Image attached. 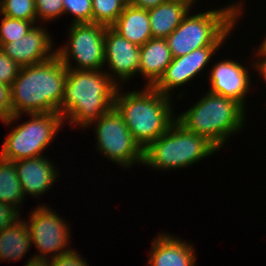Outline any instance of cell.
Wrapping results in <instances>:
<instances>
[{
    "label": "cell",
    "mask_w": 266,
    "mask_h": 266,
    "mask_svg": "<svg viewBox=\"0 0 266 266\" xmlns=\"http://www.w3.org/2000/svg\"><path fill=\"white\" fill-rule=\"evenodd\" d=\"M66 78L67 68L56 55L45 62L20 67L11 85L12 117L2 123L7 127L24 113H59Z\"/></svg>",
    "instance_id": "6da1fadb"
},
{
    "label": "cell",
    "mask_w": 266,
    "mask_h": 266,
    "mask_svg": "<svg viewBox=\"0 0 266 266\" xmlns=\"http://www.w3.org/2000/svg\"><path fill=\"white\" fill-rule=\"evenodd\" d=\"M118 86L103 70L67 69V78L59 113L79 128L93 126L114 106Z\"/></svg>",
    "instance_id": "7a4b0ae2"
},
{
    "label": "cell",
    "mask_w": 266,
    "mask_h": 266,
    "mask_svg": "<svg viewBox=\"0 0 266 266\" xmlns=\"http://www.w3.org/2000/svg\"><path fill=\"white\" fill-rule=\"evenodd\" d=\"M120 89L116 90L114 107L122 115L130 134L145 150L176 121L172 98L159 93L154 87L144 86L139 92L126 93Z\"/></svg>",
    "instance_id": "3957f363"
},
{
    "label": "cell",
    "mask_w": 266,
    "mask_h": 266,
    "mask_svg": "<svg viewBox=\"0 0 266 266\" xmlns=\"http://www.w3.org/2000/svg\"><path fill=\"white\" fill-rule=\"evenodd\" d=\"M243 3L240 1L204 13L188 12L181 24L166 38L172 57L183 56L205 46L223 45L243 14Z\"/></svg>",
    "instance_id": "277c9868"
},
{
    "label": "cell",
    "mask_w": 266,
    "mask_h": 266,
    "mask_svg": "<svg viewBox=\"0 0 266 266\" xmlns=\"http://www.w3.org/2000/svg\"><path fill=\"white\" fill-rule=\"evenodd\" d=\"M205 94L191 108L176 116V121L188 131L205 136L220 150L228 137L243 129L246 107L235 99L209 91Z\"/></svg>",
    "instance_id": "5b68a950"
},
{
    "label": "cell",
    "mask_w": 266,
    "mask_h": 266,
    "mask_svg": "<svg viewBox=\"0 0 266 266\" xmlns=\"http://www.w3.org/2000/svg\"><path fill=\"white\" fill-rule=\"evenodd\" d=\"M216 151L220 150L205 136L190 132L175 121L144 150L143 164L157 170H177L190 167Z\"/></svg>",
    "instance_id": "8992f818"
},
{
    "label": "cell",
    "mask_w": 266,
    "mask_h": 266,
    "mask_svg": "<svg viewBox=\"0 0 266 266\" xmlns=\"http://www.w3.org/2000/svg\"><path fill=\"white\" fill-rule=\"evenodd\" d=\"M31 117L27 122L17 126L7 134L0 157L9 161H20L37 156L43 152L63 127L60 113H26Z\"/></svg>",
    "instance_id": "52a82bcc"
},
{
    "label": "cell",
    "mask_w": 266,
    "mask_h": 266,
    "mask_svg": "<svg viewBox=\"0 0 266 266\" xmlns=\"http://www.w3.org/2000/svg\"><path fill=\"white\" fill-rule=\"evenodd\" d=\"M93 124L96 149L100 155L126 169L137 163L143 165L144 150L130 134L122 115L114 106Z\"/></svg>",
    "instance_id": "ba28073f"
},
{
    "label": "cell",
    "mask_w": 266,
    "mask_h": 266,
    "mask_svg": "<svg viewBox=\"0 0 266 266\" xmlns=\"http://www.w3.org/2000/svg\"><path fill=\"white\" fill-rule=\"evenodd\" d=\"M106 26L96 23H72L69 44L56 49V56L73 70H100L105 68L104 38ZM76 65L71 66V60ZM104 66V67H103Z\"/></svg>",
    "instance_id": "9c48e42d"
},
{
    "label": "cell",
    "mask_w": 266,
    "mask_h": 266,
    "mask_svg": "<svg viewBox=\"0 0 266 266\" xmlns=\"http://www.w3.org/2000/svg\"><path fill=\"white\" fill-rule=\"evenodd\" d=\"M28 221L26 225L32 244L42 254L36 253L32 257L48 259L47 254H52L50 258H54L72 250L69 248L71 232L69 224L66 225L68 222L64 221L63 217L60 218L56 211L48 208L47 204L33 208Z\"/></svg>",
    "instance_id": "30bf717a"
},
{
    "label": "cell",
    "mask_w": 266,
    "mask_h": 266,
    "mask_svg": "<svg viewBox=\"0 0 266 266\" xmlns=\"http://www.w3.org/2000/svg\"><path fill=\"white\" fill-rule=\"evenodd\" d=\"M139 57V46L122 37L112 27H106L104 65H108L109 70L112 71H107L106 73L118 87L121 86V82L125 84L126 81L129 82L130 79L132 80V77L134 78L138 74Z\"/></svg>",
    "instance_id": "8fae6325"
},
{
    "label": "cell",
    "mask_w": 266,
    "mask_h": 266,
    "mask_svg": "<svg viewBox=\"0 0 266 266\" xmlns=\"http://www.w3.org/2000/svg\"><path fill=\"white\" fill-rule=\"evenodd\" d=\"M221 46H205L198 48L186 55L172 59L164 75L153 86L159 93L171 98V93L176 87L188 84L198 73L209 65V60ZM205 67V68H204Z\"/></svg>",
    "instance_id": "7c38bea8"
},
{
    "label": "cell",
    "mask_w": 266,
    "mask_h": 266,
    "mask_svg": "<svg viewBox=\"0 0 266 266\" xmlns=\"http://www.w3.org/2000/svg\"><path fill=\"white\" fill-rule=\"evenodd\" d=\"M52 41L45 27L37 25L16 41L0 43V49L19 67H24L54 57L56 50L53 49Z\"/></svg>",
    "instance_id": "4fadbf2b"
},
{
    "label": "cell",
    "mask_w": 266,
    "mask_h": 266,
    "mask_svg": "<svg viewBox=\"0 0 266 266\" xmlns=\"http://www.w3.org/2000/svg\"><path fill=\"white\" fill-rule=\"evenodd\" d=\"M209 79V92L235 99L245 107V98L251 88L248 67L232 59L221 60L214 63Z\"/></svg>",
    "instance_id": "5bb4252c"
},
{
    "label": "cell",
    "mask_w": 266,
    "mask_h": 266,
    "mask_svg": "<svg viewBox=\"0 0 266 266\" xmlns=\"http://www.w3.org/2000/svg\"><path fill=\"white\" fill-rule=\"evenodd\" d=\"M15 169L24 196L27 194L34 198L52 189L59 177V170L44 155L15 161Z\"/></svg>",
    "instance_id": "9a60e30c"
},
{
    "label": "cell",
    "mask_w": 266,
    "mask_h": 266,
    "mask_svg": "<svg viewBox=\"0 0 266 266\" xmlns=\"http://www.w3.org/2000/svg\"><path fill=\"white\" fill-rule=\"evenodd\" d=\"M157 236L152 241L149 266H196L198 255L194 254L196 250L189 241H182L166 232Z\"/></svg>",
    "instance_id": "2e32d148"
},
{
    "label": "cell",
    "mask_w": 266,
    "mask_h": 266,
    "mask_svg": "<svg viewBox=\"0 0 266 266\" xmlns=\"http://www.w3.org/2000/svg\"><path fill=\"white\" fill-rule=\"evenodd\" d=\"M172 54L165 38H152L140 46L138 73L148 81L145 84L153 87L164 75L166 68L172 62Z\"/></svg>",
    "instance_id": "e0dca14e"
},
{
    "label": "cell",
    "mask_w": 266,
    "mask_h": 266,
    "mask_svg": "<svg viewBox=\"0 0 266 266\" xmlns=\"http://www.w3.org/2000/svg\"><path fill=\"white\" fill-rule=\"evenodd\" d=\"M191 0H168L148 10L153 38H167L191 11Z\"/></svg>",
    "instance_id": "ac0fdd59"
},
{
    "label": "cell",
    "mask_w": 266,
    "mask_h": 266,
    "mask_svg": "<svg viewBox=\"0 0 266 266\" xmlns=\"http://www.w3.org/2000/svg\"><path fill=\"white\" fill-rule=\"evenodd\" d=\"M111 27L139 47L153 38L148 10L135 7L129 2Z\"/></svg>",
    "instance_id": "d6986e66"
},
{
    "label": "cell",
    "mask_w": 266,
    "mask_h": 266,
    "mask_svg": "<svg viewBox=\"0 0 266 266\" xmlns=\"http://www.w3.org/2000/svg\"><path fill=\"white\" fill-rule=\"evenodd\" d=\"M25 219H19L16 223L0 232V259L20 260L30 252L32 241L29 235Z\"/></svg>",
    "instance_id": "ffe728a7"
},
{
    "label": "cell",
    "mask_w": 266,
    "mask_h": 266,
    "mask_svg": "<svg viewBox=\"0 0 266 266\" xmlns=\"http://www.w3.org/2000/svg\"><path fill=\"white\" fill-rule=\"evenodd\" d=\"M24 200L15 162L0 157V203L14 206L19 210Z\"/></svg>",
    "instance_id": "44dd1931"
},
{
    "label": "cell",
    "mask_w": 266,
    "mask_h": 266,
    "mask_svg": "<svg viewBox=\"0 0 266 266\" xmlns=\"http://www.w3.org/2000/svg\"><path fill=\"white\" fill-rule=\"evenodd\" d=\"M127 3L128 0H92V22L111 27Z\"/></svg>",
    "instance_id": "7402d4cb"
},
{
    "label": "cell",
    "mask_w": 266,
    "mask_h": 266,
    "mask_svg": "<svg viewBox=\"0 0 266 266\" xmlns=\"http://www.w3.org/2000/svg\"><path fill=\"white\" fill-rule=\"evenodd\" d=\"M8 16L15 19L37 21L35 0H0V16Z\"/></svg>",
    "instance_id": "603a6c76"
},
{
    "label": "cell",
    "mask_w": 266,
    "mask_h": 266,
    "mask_svg": "<svg viewBox=\"0 0 266 266\" xmlns=\"http://www.w3.org/2000/svg\"><path fill=\"white\" fill-rule=\"evenodd\" d=\"M0 25V43H10L25 36L35 24L32 21L15 19L2 15Z\"/></svg>",
    "instance_id": "cb8c5ba5"
},
{
    "label": "cell",
    "mask_w": 266,
    "mask_h": 266,
    "mask_svg": "<svg viewBox=\"0 0 266 266\" xmlns=\"http://www.w3.org/2000/svg\"><path fill=\"white\" fill-rule=\"evenodd\" d=\"M64 14L74 16L73 23H92V0H63Z\"/></svg>",
    "instance_id": "d4e9b609"
},
{
    "label": "cell",
    "mask_w": 266,
    "mask_h": 266,
    "mask_svg": "<svg viewBox=\"0 0 266 266\" xmlns=\"http://www.w3.org/2000/svg\"><path fill=\"white\" fill-rule=\"evenodd\" d=\"M37 20L54 21L64 15L63 0H35Z\"/></svg>",
    "instance_id": "484cf974"
},
{
    "label": "cell",
    "mask_w": 266,
    "mask_h": 266,
    "mask_svg": "<svg viewBox=\"0 0 266 266\" xmlns=\"http://www.w3.org/2000/svg\"><path fill=\"white\" fill-rule=\"evenodd\" d=\"M20 67L0 49V83L11 86Z\"/></svg>",
    "instance_id": "4316f807"
},
{
    "label": "cell",
    "mask_w": 266,
    "mask_h": 266,
    "mask_svg": "<svg viewBox=\"0 0 266 266\" xmlns=\"http://www.w3.org/2000/svg\"><path fill=\"white\" fill-rule=\"evenodd\" d=\"M49 263L50 266H89L76 249L51 258Z\"/></svg>",
    "instance_id": "83f0119b"
},
{
    "label": "cell",
    "mask_w": 266,
    "mask_h": 266,
    "mask_svg": "<svg viewBox=\"0 0 266 266\" xmlns=\"http://www.w3.org/2000/svg\"><path fill=\"white\" fill-rule=\"evenodd\" d=\"M19 216L20 210L16 207L0 203V232L21 219Z\"/></svg>",
    "instance_id": "f1b7e54d"
},
{
    "label": "cell",
    "mask_w": 266,
    "mask_h": 266,
    "mask_svg": "<svg viewBox=\"0 0 266 266\" xmlns=\"http://www.w3.org/2000/svg\"><path fill=\"white\" fill-rule=\"evenodd\" d=\"M12 117L11 86L0 83V120L6 121Z\"/></svg>",
    "instance_id": "f546056e"
},
{
    "label": "cell",
    "mask_w": 266,
    "mask_h": 266,
    "mask_svg": "<svg viewBox=\"0 0 266 266\" xmlns=\"http://www.w3.org/2000/svg\"><path fill=\"white\" fill-rule=\"evenodd\" d=\"M254 54L255 56H260V59L257 56L258 60H255V63L252 65L256 67L254 69L256 71L258 70V73H260L258 75H260V77L262 76L261 78L264 79L266 83V52H255Z\"/></svg>",
    "instance_id": "4dcf8cb0"
},
{
    "label": "cell",
    "mask_w": 266,
    "mask_h": 266,
    "mask_svg": "<svg viewBox=\"0 0 266 266\" xmlns=\"http://www.w3.org/2000/svg\"><path fill=\"white\" fill-rule=\"evenodd\" d=\"M167 1L168 0H129L128 2L135 7L150 10Z\"/></svg>",
    "instance_id": "1f68e13d"
},
{
    "label": "cell",
    "mask_w": 266,
    "mask_h": 266,
    "mask_svg": "<svg viewBox=\"0 0 266 266\" xmlns=\"http://www.w3.org/2000/svg\"><path fill=\"white\" fill-rule=\"evenodd\" d=\"M25 266H50L49 259L29 258Z\"/></svg>",
    "instance_id": "d6a6232c"
},
{
    "label": "cell",
    "mask_w": 266,
    "mask_h": 266,
    "mask_svg": "<svg viewBox=\"0 0 266 266\" xmlns=\"http://www.w3.org/2000/svg\"><path fill=\"white\" fill-rule=\"evenodd\" d=\"M265 39L262 41V43L259 45V49L257 48V52H266V37H264Z\"/></svg>",
    "instance_id": "836d02e7"
}]
</instances>
